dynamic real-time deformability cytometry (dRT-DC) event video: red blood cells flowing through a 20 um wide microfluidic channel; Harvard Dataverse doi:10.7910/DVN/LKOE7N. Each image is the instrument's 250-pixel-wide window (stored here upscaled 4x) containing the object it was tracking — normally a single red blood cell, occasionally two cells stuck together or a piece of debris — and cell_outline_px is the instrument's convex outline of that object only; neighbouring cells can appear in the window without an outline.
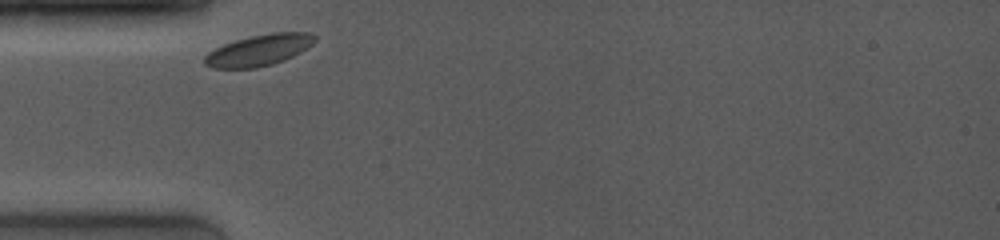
{"species": "common noctule bat (a hibernating species)", "species_latin": "Nyctalus noctula", "temperature_condition": "room temperature", "stored_images_in_passage": 11, "camera_frame_rate_fps": 4000, "um_per_image_px": 0.085, "animal": {"sex": "female", "body_mass_g": 19.0, "forearm_length_mm": 53.3}, "frame": {"image": 1, "passage_image": 1, "time_ms": 0.0, "image_size_px": [1000, 240], "cell_outline_px": [[316, 40], [312, 44], [300, 52], [284, 60], [272, 64], [256, 68], [212, 68], [204, 64], [204, 56], [208, 52], [224, 44], [236, 40], [252, 36], [272, 32], [312, 32], [316, 36]], "centroid_in_image_um": [22.02, 4.26], "position_along_channel_um": 63.0, "area_um2": 20.0}}
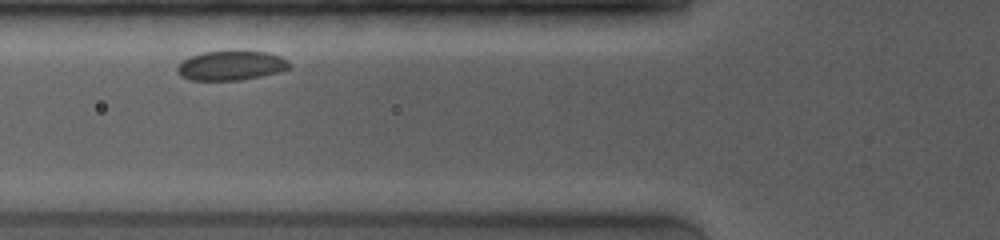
{"frame": {"image": 2, "passage_image": 2, "time_ms": 1.25, "image_size_px": [1000, 240], "cell_outline_px": [[288, 68], [280, 72], [240, 80], [192, 80], [180, 76], [176, 68], [188, 56], [204, 52], [268, 52], [280, 56], [288, 60]], "centroid_in_image_um": [19.62, 5.58], "position_along_channel_um": 106.2, "area_um2": 18.9}}
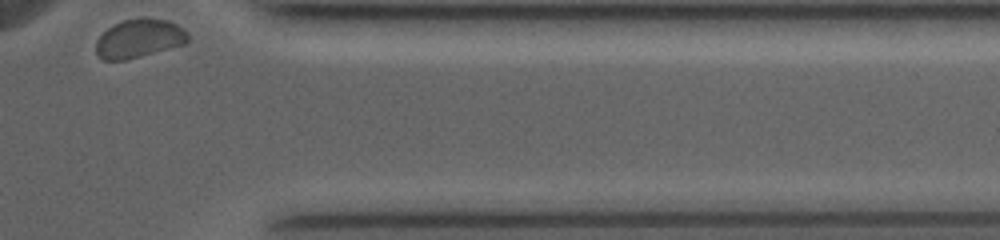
{"frame": {"image": 3, "passage_image": 11, "time_ms": 9.5, "image_size_px": [1000, 240], "cell_outline_px": [[188, 40], [184, 44], [140, 56], [124, 60], [104, 60], [96, 56], [96, 40], [112, 24], [124, 20], [140, 16], [144, 16], [168, 20], [184, 28], [188, 32]], "centroid_in_image_um": [11.82, 3.24], "position_along_channel_um": 399.6, "area_um2": 20.92}}